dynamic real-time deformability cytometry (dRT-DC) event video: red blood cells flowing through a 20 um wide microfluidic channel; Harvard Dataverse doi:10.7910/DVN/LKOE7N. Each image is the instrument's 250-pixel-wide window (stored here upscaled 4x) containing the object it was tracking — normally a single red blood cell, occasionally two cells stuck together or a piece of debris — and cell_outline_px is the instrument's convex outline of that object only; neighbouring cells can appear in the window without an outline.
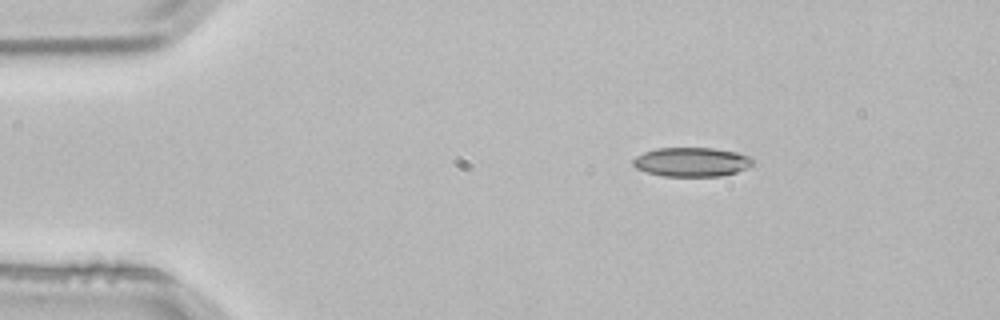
{"species": "common noctule bat (a hibernating species)", "species_latin": "Nyctalus noctula", "temperature_condition": "room temperature", "stored_images_in_passage": 4, "camera_frame_rate_fps": 3000, "um_per_image_px": 0.085, "animal": {"sex": "male", "body_mass_g": 21.5, "forearm_length_mm": 52.0}, "frame": {"image": 1, "passage_image": 4, "time_ms": 1.0, "image_size_px": [1000, 320], "cell_outline_px": [[752, 164], [748, 168], [724, 176], [664, 176], [648, 172], [636, 168], [632, 164], [632, 160], [636, 156], [644, 152], [656, 148], [712, 148], [736, 152], [752, 156]], "centroid_in_image_um": [58.8, 13.77], "position_along_channel_um": 26.2, "area_um2": 20.4}}